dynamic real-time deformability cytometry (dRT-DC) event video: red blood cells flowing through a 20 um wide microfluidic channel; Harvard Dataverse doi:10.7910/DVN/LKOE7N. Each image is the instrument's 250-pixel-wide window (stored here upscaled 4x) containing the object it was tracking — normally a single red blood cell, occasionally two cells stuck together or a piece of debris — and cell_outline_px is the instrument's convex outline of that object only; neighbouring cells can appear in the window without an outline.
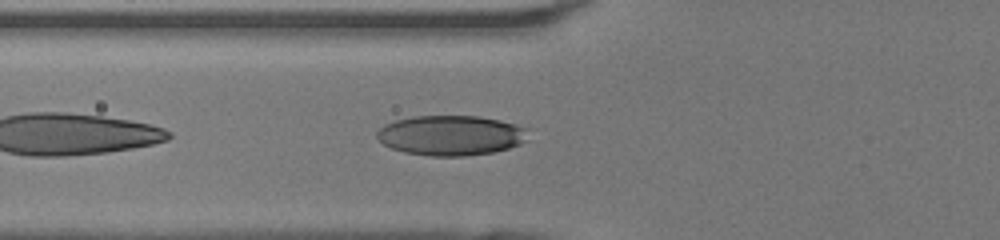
{"species": "human", "species_latin": "Homo sapiens", "temperature_condition": "room temperature", "stored_images_in_passage": 32, "camera_frame_rate_fps": 3000, "um_per_image_px": 0.085, "donor": {"sex": "female"}, "frame": {"image": 1, "passage_image": 3, "time_ms": 0.667, "image_size_px": [1000, 240], "cell_outline_px": [[528, 140], [520, 144], [508, 148], [492, 152], [464, 156], [432, 156], [404, 152], [392, 148], [384, 144], [376, 136], [376, 132], [384, 124], [396, 120], [412, 116], [480, 116], [500, 120], [528, 128]], "centroid_in_image_um": [38.34, 11.5], "position_along_channel_um": 87.5, "area_um2": 35.37}}
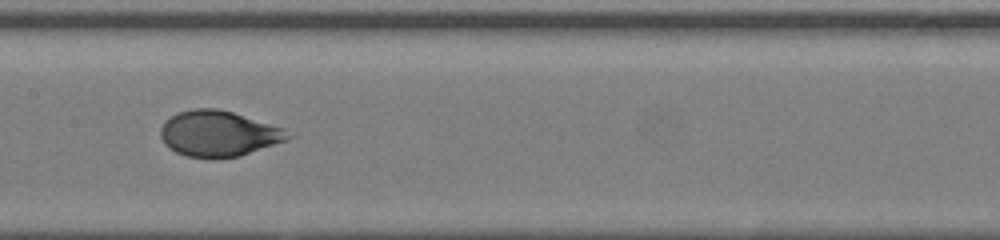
{"frame": {"image": 2, "passage_image": 10, "time_ms": 3.0, "image_size_px": [1000, 240], "cell_outline_px": [[292, 136], [284, 140], [240, 156], [216, 160], [212, 160], [184, 156], [168, 148], [164, 144], [160, 136], [160, 128], [164, 120], [180, 112], [192, 108], [216, 108], [232, 112], [284, 128]], "centroid_in_image_um": [18.5, 11.38], "position_along_channel_um": 188.9, "area_um2": 34.16}}
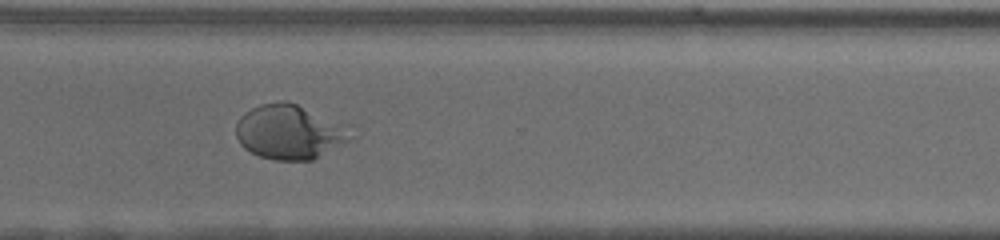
{"frame": {"image": 3, "passage_image": 21, "time_ms": 6.667, "image_size_px": [1000, 240], "cell_outline_px": [[360, 136], [312, 160], [272, 160], [260, 156], [244, 148], [240, 144], [236, 136], [236, 124], [240, 116], [244, 112], [260, 104], [280, 100], [284, 100], [296, 104], [352, 124]], "centroid_in_image_um": [24.75, 11.2], "position_along_channel_um": 345.9, "area_um2": 37.74}}